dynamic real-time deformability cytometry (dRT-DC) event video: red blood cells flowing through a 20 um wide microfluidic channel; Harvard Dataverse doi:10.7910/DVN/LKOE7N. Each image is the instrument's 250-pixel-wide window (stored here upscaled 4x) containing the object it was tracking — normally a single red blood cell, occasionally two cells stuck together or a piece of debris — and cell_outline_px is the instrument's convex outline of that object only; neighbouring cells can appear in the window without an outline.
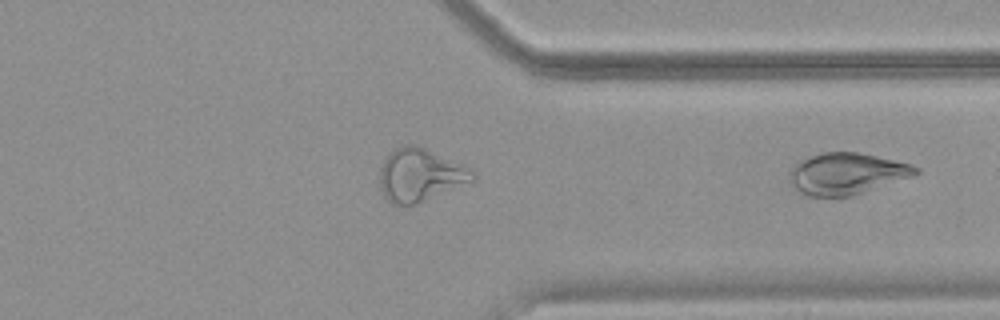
{"species": "common noctule bat (a hibernating species)", "species_latin": "Nyctalus noctula", "temperature_condition": "warm", "stored_images_in_passage": 27, "camera_frame_rate_fps": 3000, "um_per_image_px": 0.085, "animal": {"sex": "female", "body_mass_g": 18.4}, "frame": {"image": 1, "passage_image": 27, "time_ms": 8.667, "image_size_px": [1000, 320], "cell_outline_px": [[920, 172], [912, 176], [852, 196], [808, 196], [800, 192], [788, 180], [788, 172], [796, 164], [820, 152], [856, 152], [876, 156], [912, 164], [920, 168]], "centroid_in_image_um": [71.97, 14.76], "position_along_channel_um": 339.4, "area_um2": 30.23}}